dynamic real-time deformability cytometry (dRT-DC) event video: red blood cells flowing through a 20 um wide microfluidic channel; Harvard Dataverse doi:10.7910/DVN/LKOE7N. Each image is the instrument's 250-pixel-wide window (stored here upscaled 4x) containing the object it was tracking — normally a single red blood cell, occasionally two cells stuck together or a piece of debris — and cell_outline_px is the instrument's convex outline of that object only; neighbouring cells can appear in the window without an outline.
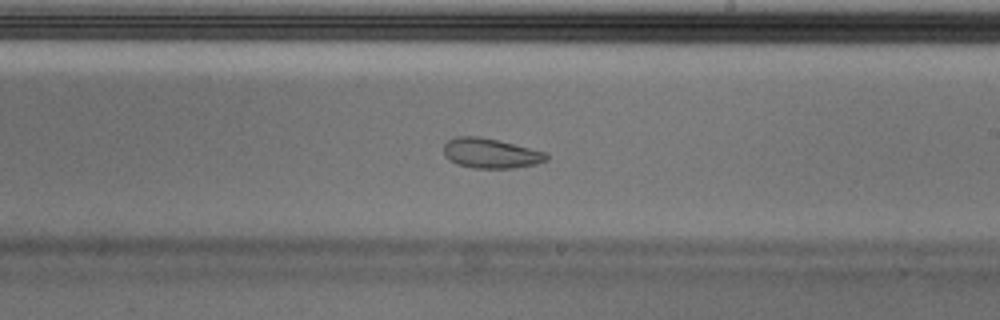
{"species": "Egyptian fruit bat (a non-hibernating species)", "species_latin": "Rousettus aegyptiacus", "temperature_condition": "cold", "stored_images_in_passage": 53, "segment_of_instrument_passage": [1, 2], "camera_frame_rate_fps": 3000, "um_per_image_px": 0.085, "animal": {"sex": "male"}, "frame": {"image": 1, "passage_image": 31, "time_ms": 10.0, "image_size_px": [1000, 320], "cell_outline_px": [[548, 160], [536, 164], [512, 168], [472, 168], [456, 164], [448, 160], [444, 156], [444, 144], [448, 140], [456, 136], [476, 136], [496, 140], [548, 152]], "centroid_in_image_um": [41.69, 13.04], "position_along_channel_um": 247.3, "area_um2": 17.98}}